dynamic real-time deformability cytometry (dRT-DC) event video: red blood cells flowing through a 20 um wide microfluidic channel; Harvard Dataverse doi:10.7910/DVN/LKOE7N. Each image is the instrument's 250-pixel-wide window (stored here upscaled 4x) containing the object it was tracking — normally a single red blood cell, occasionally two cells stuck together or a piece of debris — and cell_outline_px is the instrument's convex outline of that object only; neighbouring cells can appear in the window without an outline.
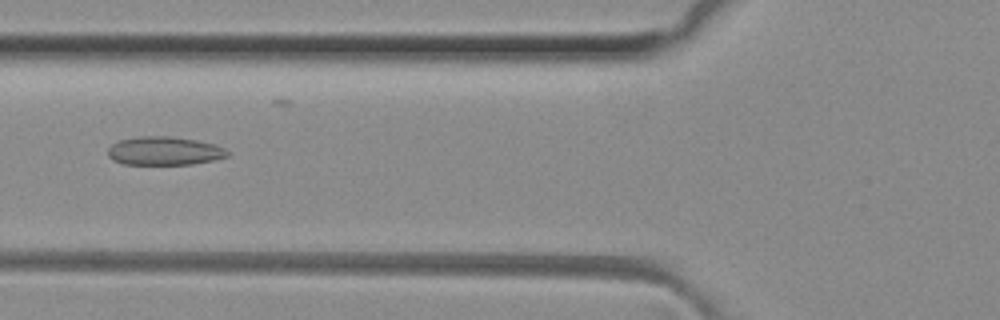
{"species": "common noctule bat (a hibernating species)", "species_latin": "Nyctalus noctula", "temperature_condition": "room temperature", "stored_images_in_passage": 35, "camera_frame_rate_fps": 3000, "um_per_image_px": 0.085, "animal": {"sex": "female", "body_mass_g": 29.2, "forearm_length_mm": 56.3}, "frame": {"image": 1, "passage_image": 4, "time_ms": 1.0, "image_size_px": [1000, 320], "cell_outline_px": [[228, 156], [212, 160], [192, 164], [124, 164], [112, 160], [108, 156], [108, 148], [112, 144], [120, 140], [140, 136], [168, 136], [196, 140], [212, 144], [224, 148], [228, 152]], "centroid_in_image_um": [13.93, 12.83], "position_along_channel_um": 111.9, "area_um2": 19.65}}
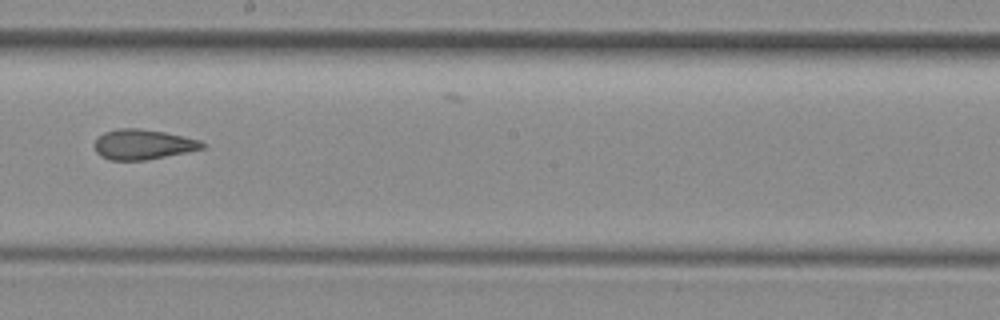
{"frame": {"image": 2, "passage_image": 13, "time_ms": 4.0, "image_size_px": [1000, 320], "cell_outline_px": [[204, 148], [144, 160], [112, 160], [100, 156], [96, 152], [96, 140], [104, 132], [120, 128], [140, 128], [164, 132], [200, 140], [204, 144]], "centroid_in_image_um": [12.13, 12.27], "position_along_channel_um": 236.1, "area_um2": 18.5}}
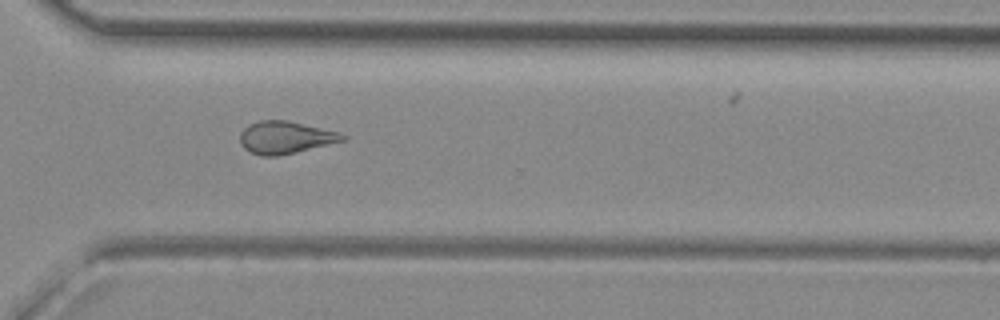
{"frame": {"image": 3, "passage_image": 21, "time_ms": 6.667, "image_size_px": [1000, 320], "cell_outline_px": [[348, 140], [296, 152], [276, 156], [260, 156], [244, 148], [240, 144], [240, 132], [248, 124], [260, 120], [288, 120], [340, 132], [348, 136]], "centroid_in_image_um": [24.29, 11.68], "position_along_channel_um": 346.3, "area_um2": 19.59}, "authors_computed_cell_mechanics": {"area_um2": 19.4786, "velocity_mm_per_s": 4.1374, "shape_relaxation_time_tau1_ms": null, "shape_relaxation_time_tau2_ms": 2.4238, "deformation_change_tau1": null, "deformation_change_tau2": 0.1054}}